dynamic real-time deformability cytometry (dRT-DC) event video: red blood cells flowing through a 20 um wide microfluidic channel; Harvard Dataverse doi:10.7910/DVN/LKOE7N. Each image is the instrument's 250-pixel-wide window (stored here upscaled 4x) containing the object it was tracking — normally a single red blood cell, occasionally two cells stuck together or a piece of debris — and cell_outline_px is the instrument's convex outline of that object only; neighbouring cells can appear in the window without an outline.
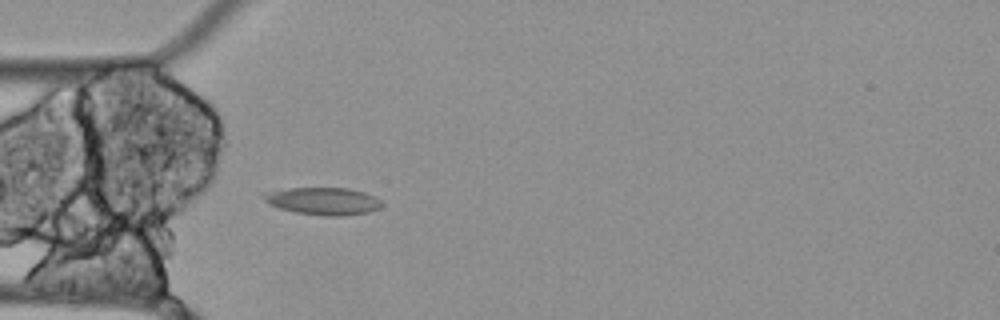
{"species": "Egyptian fruit bat (a non-hibernating species)", "species_latin": "Rousettus aegyptiacus", "temperature_condition": "cold", "stored_images_in_passage": 43, "camera_frame_rate_fps": 3000, "um_per_image_px": 0.085, "animal": {"sex": "female"}, "frame": {"image": 1, "passage_image": 3, "time_ms": 0.667, "image_size_px": [1000, 320], "cell_outline_px": [[380, 208], [368, 212], [340, 216], [324, 216], [296, 212], [280, 208], [268, 204], [264, 200], [260, 192], [292, 188], [348, 188], [364, 192], [376, 196], [380, 200]], "centroid_in_image_um": [27.43, 17.08], "position_along_channel_um": 57.6, "area_um2": 18.9}}
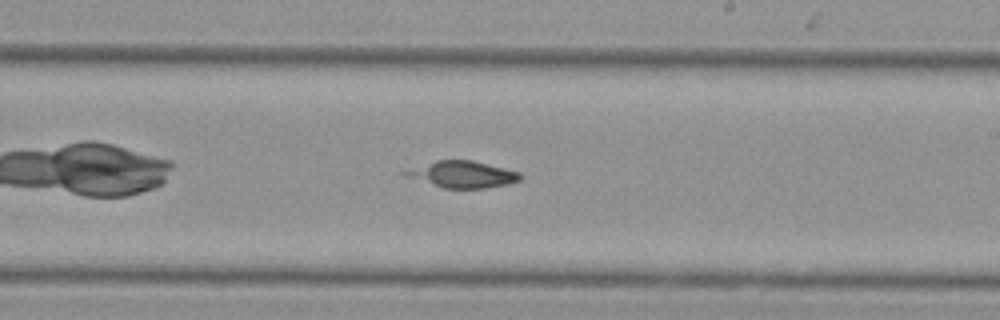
{"frame": {"image": 2, "passage_image": 19, "time_ms": 6.0, "image_size_px": [1000, 320], "cell_outline_px": [[524, 176], [520, 180], [508, 184], [484, 188], [444, 188], [404, 176], [400, 172], [436, 160], [472, 160], [520, 172]], "centroid_in_image_um": [39.32, 14.82], "position_along_channel_um": 249.7, "area_um2": 17.74}}
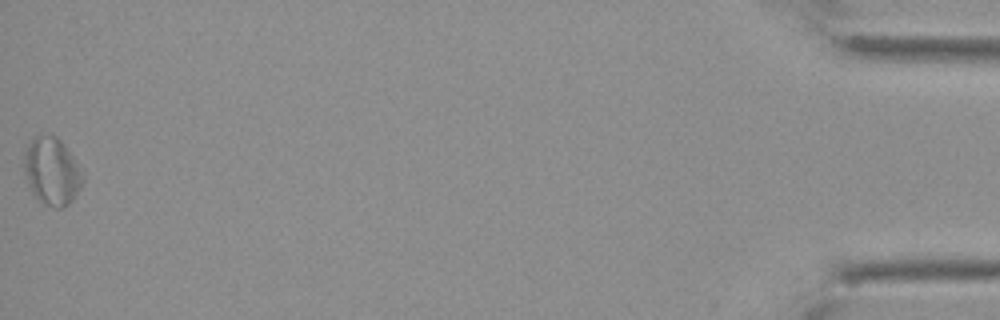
{"frame": {"image": 3, "passage_image": 43, "time_ms": 14.0, "image_size_px": [1000, 320], "cell_outline_px": [[84, 180], [80, 188], [72, 200], [68, 204], [60, 208], [56, 208], [44, 204], [32, 192], [28, 184], [24, 172], [24, 152], [32, 140], [36, 136], [56, 136], [64, 144], [84, 172]], "centroid_in_image_um": [4.43, 14.57], "position_along_channel_um": 430.8, "area_um2": 22.89}}